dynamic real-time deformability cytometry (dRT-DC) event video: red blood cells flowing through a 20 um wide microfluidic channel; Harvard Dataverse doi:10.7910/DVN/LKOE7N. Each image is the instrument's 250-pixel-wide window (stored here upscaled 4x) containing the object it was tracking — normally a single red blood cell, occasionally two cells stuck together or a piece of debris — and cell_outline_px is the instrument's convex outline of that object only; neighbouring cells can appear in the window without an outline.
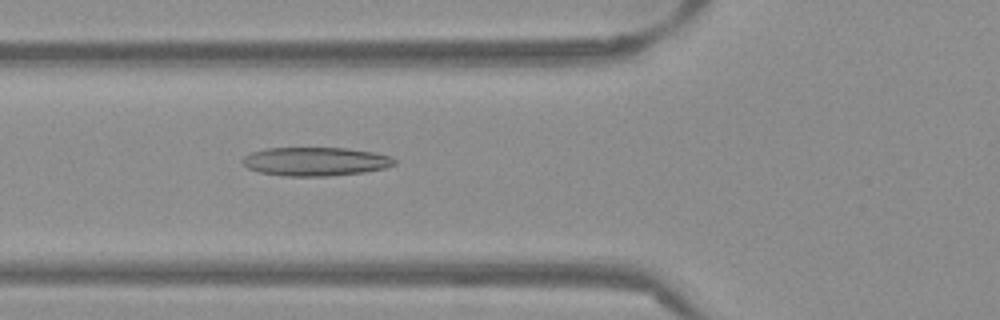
{"species": "Egyptian fruit bat (a non-hibernating species)", "species_latin": "Rousettus aegyptiacus", "temperature_condition": "warm", "stored_images_in_passage": 41, "camera_frame_rate_fps": 3000, "um_per_image_px": 0.085, "frame": {"image": 1, "passage_image": 8, "time_ms": 2.333, "image_size_px": [1000, 320], "cell_outline_px": [[396, 164], [384, 168], [364, 172], [328, 176], [284, 176], [260, 172], [248, 168], [240, 160], [244, 156], [252, 152], [264, 148], [348, 148], [372, 152], [392, 156], [396, 160]], "centroid_in_image_um": [26.81, 13.72], "position_along_channel_um": 99.0, "area_um2": 25.43}}
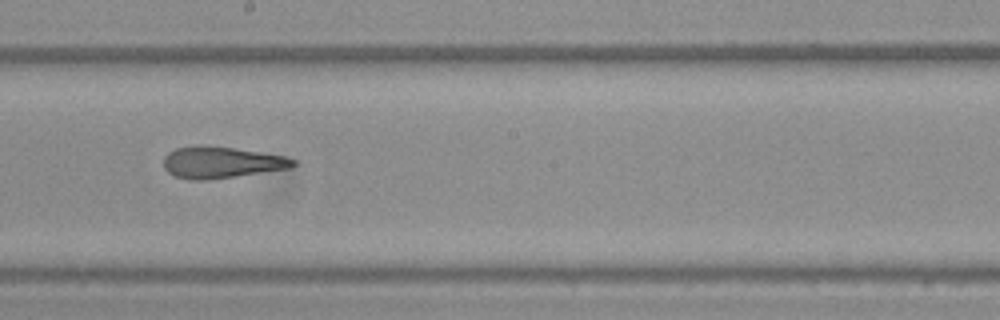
{"frame": {"image": 2, "passage_image": 18, "time_ms": 5.667, "image_size_px": [1000, 320], "cell_outline_px": [[296, 164], [292, 168], [208, 180], [188, 180], [172, 176], [164, 168], [164, 156], [168, 152], [176, 148], [196, 144], [200, 144], [236, 148], [284, 156], [296, 160]], "centroid_in_image_um": [18.77, 13.8], "position_along_channel_um": 229.4, "area_um2": 24.16}}
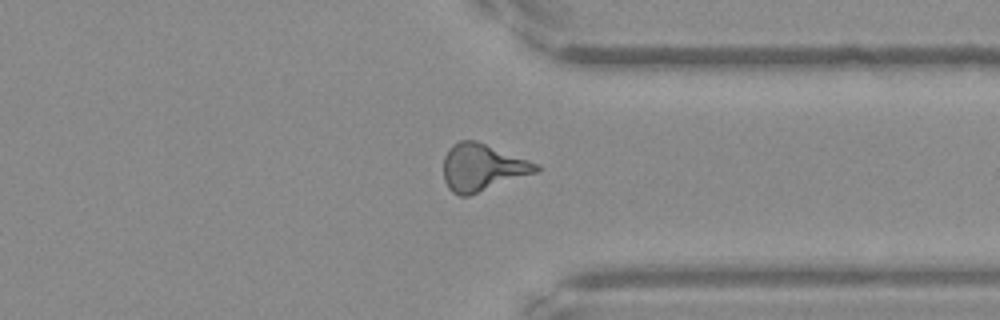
{"frame": {"image": 3, "passage_image": 29, "time_ms": 9.333, "image_size_px": [1000, 320], "cell_outline_px": [[540, 168], [536, 172], [468, 196], [460, 196], [452, 192], [448, 188], [444, 180], [444, 156], [448, 148], [452, 144], [460, 140], [476, 140], [540, 164]], "centroid_in_image_um": [40.97, 14.22], "position_along_channel_um": 370.4, "area_um2": 25.37}, "authors_computed_cell_mechanics": {"area_um2": 24.0448, "velocity_mm_per_s": 3.8967, "shape_relaxation_time_tau1_ms": null, "shape_relaxation_time_tau2_ms": 4.0467, "deformation_change_tau1": null, "deformation_change_tau2": 0.1597}}